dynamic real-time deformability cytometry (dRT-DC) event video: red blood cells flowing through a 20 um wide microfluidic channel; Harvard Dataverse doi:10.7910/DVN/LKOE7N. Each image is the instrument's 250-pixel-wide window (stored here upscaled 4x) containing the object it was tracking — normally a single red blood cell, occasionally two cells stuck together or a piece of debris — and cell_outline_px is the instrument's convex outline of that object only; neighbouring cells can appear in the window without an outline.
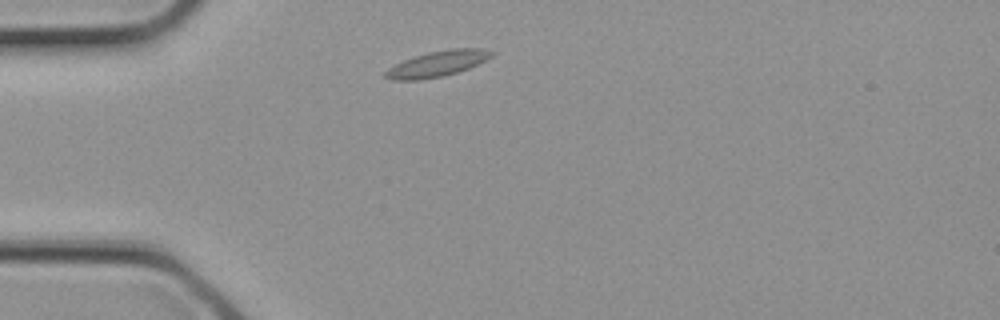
{"species": "common noctule bat (a hibernating species)", "species_latin": "Nyctalus noctula", "temperature_condition": "cold", "stored_images_in_passage": 1, "camera_frame_rate_fps": 3000, "um_per_image_px": 0.085, "animal": {"sex": "female", "body_mass_g": 21.9}, "frame": {"image": 1, "passage_image": 1, "time_ms": 0.0, "image_size_px": [1000, 320], "cell_outline_px": [[496, 52], [492, 56], [468, 68], [444, 76], [420, 80], [392, 80], [384, 76], [384, 72], [388, 68], [404, 60], [428, 52], [448, 48], [484, 48]], "centroid_in_image_um": [37.18, 5.41], "position_along_channel_um": 47.8, "area_um2": 15.84}}